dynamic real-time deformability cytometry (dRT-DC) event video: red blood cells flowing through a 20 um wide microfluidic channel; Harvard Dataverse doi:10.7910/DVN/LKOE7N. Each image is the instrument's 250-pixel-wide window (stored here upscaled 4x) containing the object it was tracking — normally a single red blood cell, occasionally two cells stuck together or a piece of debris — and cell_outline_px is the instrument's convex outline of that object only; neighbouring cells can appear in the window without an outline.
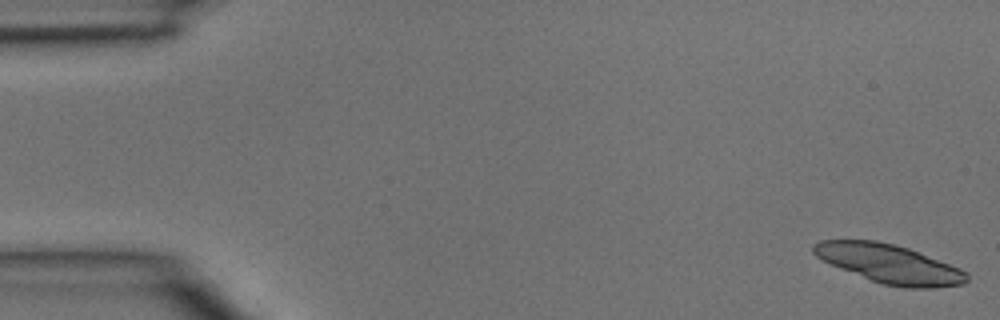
{"species": "common noctule bat (a hibernating species)", "species_latin": "Nyctalus noctula", "temperature_condition": "room temperature", "stored_images_in_passage": 13, "camera_frame_rate_fps": 3000, "um_per_image_px": 0.085, "animal": {"sex": "male", "body_mass_g": 15.6}, "frame": {"image": 1, "passage_image": 1, "time_ms": 0.0, "image_size_px": [1000, 320], "cell_outline_px": [[968, 280], [964, 284], [932, 288], [904, 288], [884, 284], [872, 280], [832, 264], [816, 256], [812, 252], [812, 244], [820, 240], [876, 240], [908, 248], [960, 268], [968, 272]], "centroid_in_image_um": [75.62, 22.42], "position_along_channel_um": 9.4, "area_um2": 34.28}}